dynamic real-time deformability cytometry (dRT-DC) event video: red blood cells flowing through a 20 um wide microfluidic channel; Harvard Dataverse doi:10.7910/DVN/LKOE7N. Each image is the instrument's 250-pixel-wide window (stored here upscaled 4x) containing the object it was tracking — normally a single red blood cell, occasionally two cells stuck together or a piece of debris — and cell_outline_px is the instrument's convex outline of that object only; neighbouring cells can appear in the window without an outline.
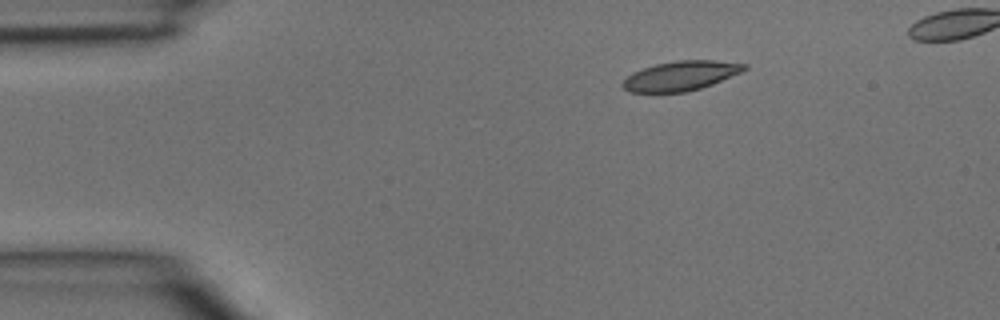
{"species": "common noctule bat (a hibernating species)", "species_latin": "Nyctalus noctula", "temperature_condition": "room temperature", "stored_images_in_passage": 3, "camera_frame_rate_fps": 3000, "um_per_image_px": 0.085, "animal": {"sex": "male", "body_mass_g": 15.6}, "frame": {"image": 1, "passage_image": 1, "time_ms": 0.0, "image_size_px": [1000, 320], "cell_outline_px": [[748, 68], [740, 72], [712, 84], [688, 92], [628, 92], [620, 84], [632, 72], [656, 64], [676, 60], [716, 60], [748, 64]], "centroid_in_image_um": [57.86, 6.44], "position_along_channel_um": 27.1, "area_um2": 20.87}}